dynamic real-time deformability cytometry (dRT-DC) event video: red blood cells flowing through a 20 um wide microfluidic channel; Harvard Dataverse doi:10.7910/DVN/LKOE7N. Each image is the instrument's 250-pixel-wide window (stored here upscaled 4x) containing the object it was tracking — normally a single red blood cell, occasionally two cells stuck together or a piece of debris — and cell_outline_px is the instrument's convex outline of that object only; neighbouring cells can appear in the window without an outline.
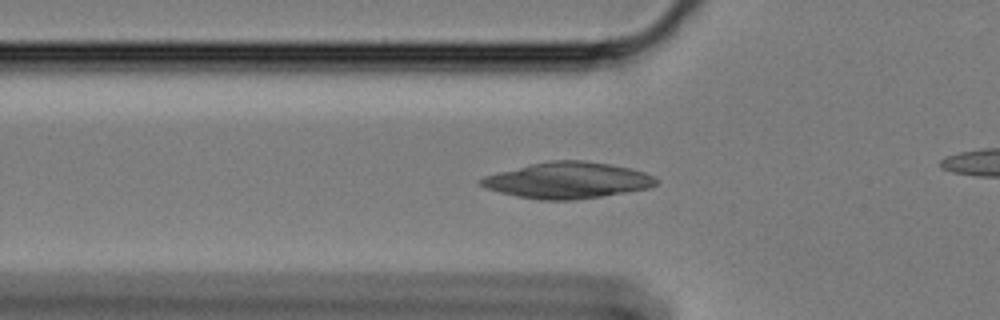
{"species": "Egyptian fruit bat (a non-hibernating species)", "species_latin": "Rousettus aegyptiacus", "temperature_condition": "cold", "stored_images_in_passage": 38, "camera_frame_rate_fps": 3000, "um_per_image_px": 0.085, "animal": {"sex": "female"}, "frame": {"image": 1, "passage_image": 9, "time_ms": 2.667, "image_size_px": [1000, 320], "cell_outline_px": [[656, 184], [648, 188], [628, 192], [576, 200], [540, 200], [516, 196], [500, 192], [488, 188], [480, 184], [476, 180], [484, 176], [532, 164], [552, 160], [584, 160], [632, 168], [656, 176]], "centroid_in_image_um": [48.27, 15.33], "position_along_channel_um": 77.5, "area_um2": 36.76}}
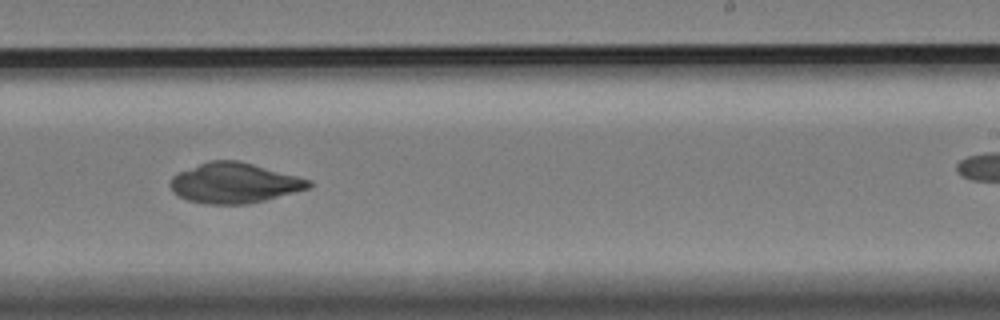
{"frame": {"image": 2, "passage_image": 26, "time_ms": 8.333, "image_size_px": [1000, 320], "cell_outline_px": [[312, 188], [248, 204], [208, 204], [188, 200], [172, 192], [168, 184], [172, 176], [180, 172], [200, 164], [212, 160], [240, 160], [312, 180]], "centroid_in_image_um": [19.94, 15.55], "position_along_channel_um": 269.1, "area_um2": 32.48}}
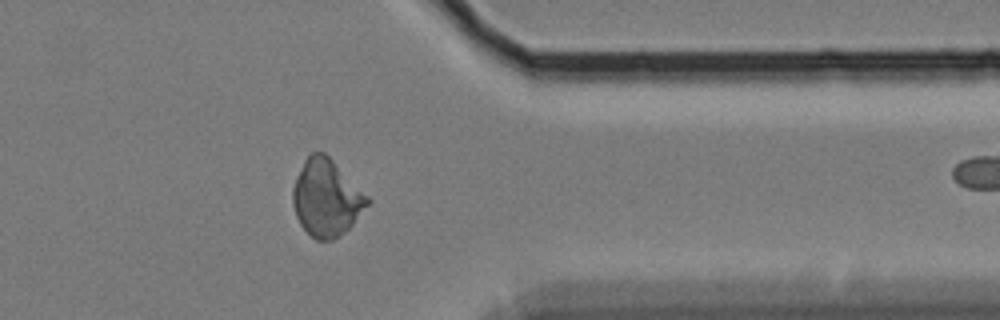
{"frame": {"image": 3, "passage_image": 37, "time_ms": 12.0, "image_size_px": [1000, 320], "cell_outline_px": [[372, 200], [352, 224], [344, 232], [332, 240], [316, 240], [300, 224], [296, 216], [292, 204], [292, 188], [296, 176], [304, 160], [312, 152], [324, 152]], "centroid_in_image_um": [27.72, 16.82], "position_along_channel_um": 383.7, "area_um2": 33.06}}